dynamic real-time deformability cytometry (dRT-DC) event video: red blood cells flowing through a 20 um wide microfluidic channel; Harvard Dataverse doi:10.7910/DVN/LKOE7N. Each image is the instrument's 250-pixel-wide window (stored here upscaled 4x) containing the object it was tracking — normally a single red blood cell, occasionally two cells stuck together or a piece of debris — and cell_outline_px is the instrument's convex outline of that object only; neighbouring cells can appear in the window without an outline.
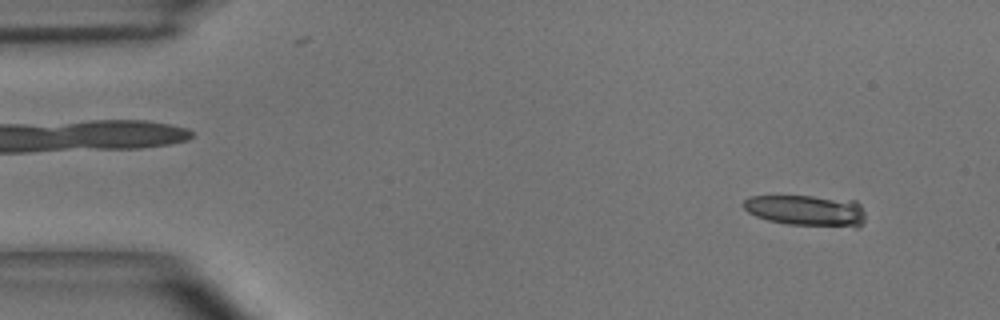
{"species": "common noctule bat (a hibernating species)", "species_latin": "Nyctalus noctula", "temperature_condition": "room temperature", "stored_images_in_passage": 7, "camera_frame_rate_fps": 3000, "um_per_image_px": 0.085, "animal": {"sex": "male", "body_mass_g": 15.6}, "frame": {"image": 1, "passage_image": 4, "time_ms": 1.0, "image_size_px": [1000, 320], "cell_outline_px": [[864, 224], [860, 228], [856, 228], [788, 224], [768, 220], [756, 216], [748, 212], [744, 208], [744, 200], [752, 196], [812, 196], [856, 200], [860, 204], [864, 212]], "centroid_in_image_um": [68.63, 17.91], "position_along_channel_um": 16.4, "area_um2": 22.37}}